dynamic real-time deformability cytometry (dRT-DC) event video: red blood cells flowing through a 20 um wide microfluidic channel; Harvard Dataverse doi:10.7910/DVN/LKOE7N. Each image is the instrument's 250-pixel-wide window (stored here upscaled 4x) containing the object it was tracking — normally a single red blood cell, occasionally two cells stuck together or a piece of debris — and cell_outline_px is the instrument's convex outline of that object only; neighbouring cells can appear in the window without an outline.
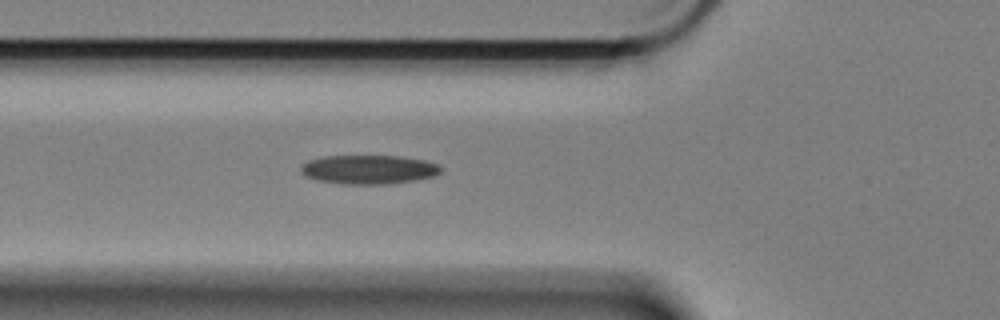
{"species": "Egyptian fruit bat (a non-hibernating species)", "species_latin": "Rousettus aegyptiacus", "temperature_condition": "cold", "stored_images_in_passage": 18, "camera_frame_rate_fps": 3000, "um_per_image_px": 0.085, "animal": {"sex": "female"}, "frame": {"image": 1, "passage_image": 11, "time_ms": 3.333, "image_size_px": [1000, 320], "cell_outline_px": [[440, 172], [436, 176], [416, 180], [388, 184], [340, 184], [320, 180], [308, 176], [300, 172], [300, 168], [308, 160], [324, 156], [400, 156], [424, 160], [436, 164], [440, 168]], "centroid_in_image_um": [31.35, 14.41], "position_along_channel_um": 94.4, "area_um2": 23.52}}